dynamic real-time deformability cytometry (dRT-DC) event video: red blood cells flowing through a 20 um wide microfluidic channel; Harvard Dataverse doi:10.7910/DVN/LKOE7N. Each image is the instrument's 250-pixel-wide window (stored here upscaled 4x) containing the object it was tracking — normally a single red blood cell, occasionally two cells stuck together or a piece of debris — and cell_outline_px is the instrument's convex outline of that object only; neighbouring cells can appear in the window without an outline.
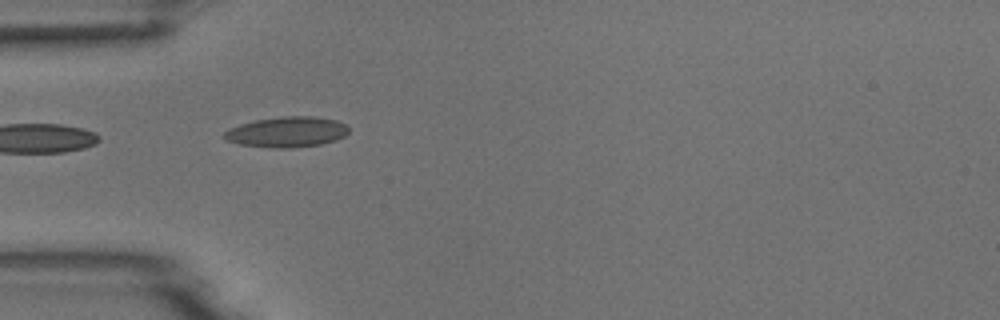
{"species": "common noctule bat (a hibernating species)", "species_latin": "Nyctalus noctula", "temperature_condition": "room temperature", "stored_images_in_passage": 3, "camera_frame_rate_fps": 3000, "um_per_image_px": 0.085, "animal": {"sex": "male", "body_mass_g": 18.8}, "frame": {"image": 1, "passage_image": 2, "time_ms": 1.333, "image_size_px": [1000, 320], "cell_outline_px": [[348, 132], [344, 136], [336, 140], [320, 144], [292, 148], [276, 148], [240, 144], [228, 140], [220, 136], [228, 128], [240, 124], [256, 120], [280, 116], [312, 116], [336, 120], [344, 124], [348, 128]], "centroid_in_image_um": [24.36, 11.21], "position_along_channel_um": 60.6, "area_um2": 22.08}}